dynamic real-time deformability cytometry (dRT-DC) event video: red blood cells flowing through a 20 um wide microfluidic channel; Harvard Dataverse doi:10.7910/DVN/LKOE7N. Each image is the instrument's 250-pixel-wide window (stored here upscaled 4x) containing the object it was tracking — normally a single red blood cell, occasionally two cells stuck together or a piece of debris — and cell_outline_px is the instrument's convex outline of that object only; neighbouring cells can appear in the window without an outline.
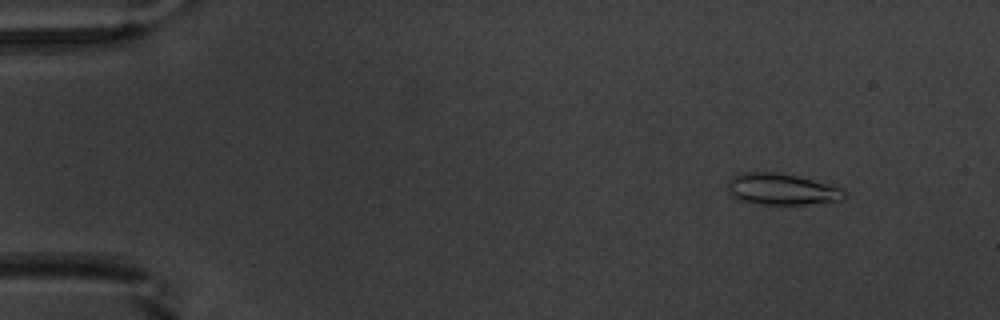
{"species": "common noctule bat (a hibernating species)", "species_latin": "Nyctalus noctula", "temperature_condition": "warm", "stored_images_in_passage": 53, "camera_frame_rate_fps": 3000, "um_per_image_px": 0.085, "animal": {"sex": "male", "body_mass_g": 20.1, "forearm_length_mm": 53.5}, "frame": {"image": 1, "passage_image": 6, "time_ms": 1.667, "image_size_px": [1000, 320], "cell_outline_px": [[848, 196], [844, 200], [804, 204], [760, 204], [736, 200], [728, 192], [728, 180], [732, 176], [740, 172], [776, 172], [796, 176], [844, 188], [848, 192]], "centroid_in_image_um": [66.45, 16.08], "position_along_channel_um": 18.6, "area_um2": 21.62}}
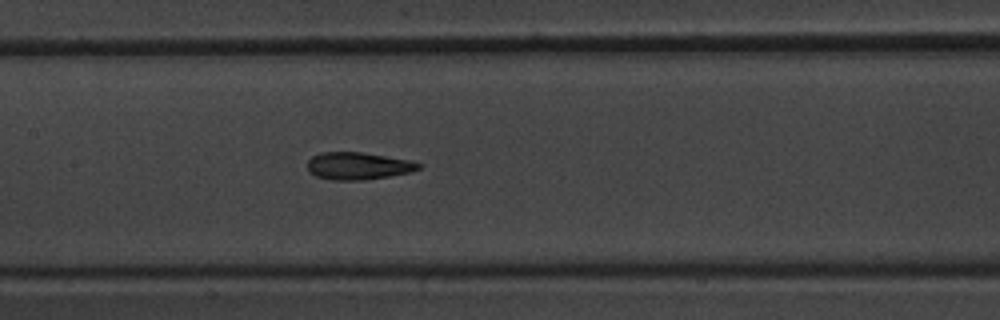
{"frame": {"image": 2, "passage_image": 26, "time_ms": 8.333, "image_size_px": [1000, 320], "cell_outline_px": [[424, 164], [420, 168], [412, 172], [364, 180], [332, 180], [316, 176], [308, 172], [308, 160], [312, 156], [320, 152], [360, 152], [408, 160]], "centroid_in_image_um": [30.42, 14.11], "position_along_channel_um": 177.0, "area_um2": 17.69}}
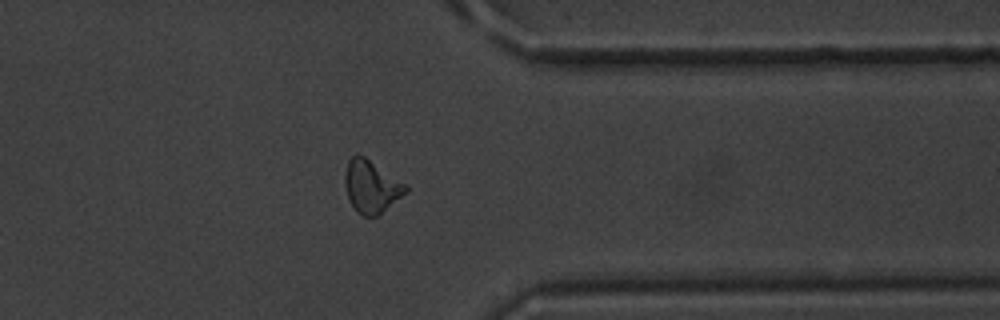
{"frame": {"image": 3, "passage_image": 42, "time_ms": 13.667, "image_size_px": [1000, 320], "cell_outline_px": [[408, 192], [376, 216], [364, 216], [356, 212], [348, 196], [344, 184], [344, 176], [348, 160], [356, 152], [364, 156], [404, 184], [408, 188]], "centroid_in_image_um": [31.52, 15.85], "position_along_channel_um": 379.9, "area_um2": 18.26}}